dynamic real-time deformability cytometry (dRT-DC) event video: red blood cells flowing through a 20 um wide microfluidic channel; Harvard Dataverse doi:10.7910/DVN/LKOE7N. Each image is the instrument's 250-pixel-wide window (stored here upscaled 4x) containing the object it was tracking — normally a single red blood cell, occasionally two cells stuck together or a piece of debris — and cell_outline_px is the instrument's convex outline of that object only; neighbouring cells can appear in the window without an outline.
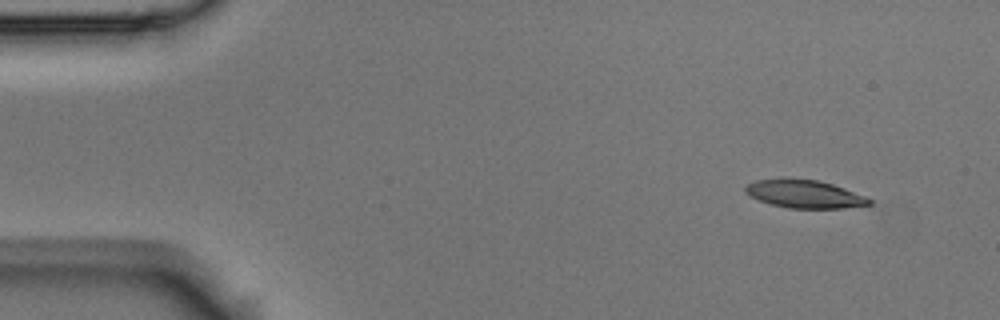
{"species": "Egyptian fruit bat (a non-hibernating species)", "species_latin": "Rousettus aegyptiacus", "temperature_condition": "room temperature", "stored_images_in_passage": 53, "camera_frame_rate_fps": 3000, "um_per_image_px": 0.085, "animal": {"sex": "male"}, "frame": {"image": 1, "passage_image": 1, "time_ms": 0.0, "image_size_px": [1000, 320], "cell_outline_px": [[872, 204], [840, 208], [788, 208], [772, 204], [760, 200], [744, 192], [744, 188], [748, 184], [756, 180], [816, 180], [832, 184], [868, 196], [872, 200]], "centroid_in_image_um": [68.45, 16.51], "position_along_channel_um": 16.6, "area_um2": 19.65}}
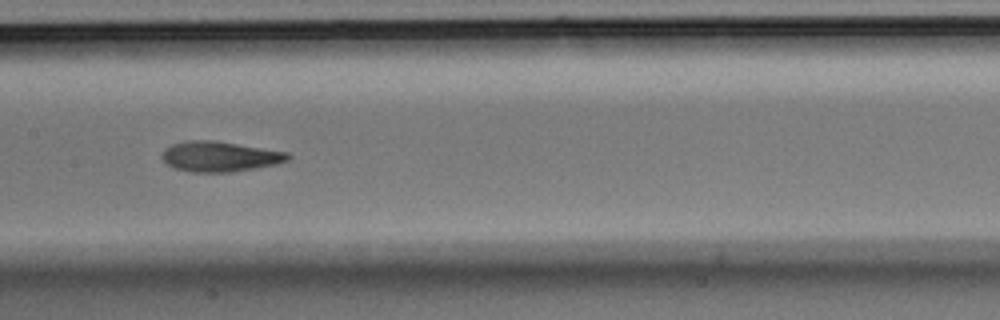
{"frame": {"image": 2, "passage_image": 24, "time_ms": 7.667, "image_size_px": [1000, 320], "cell_outline_px": [[292, 156], [288, 160], [276, 164], [232, 172], [192, 172], [172, 168], [160, 156], [160, 152], [164, 148], [172, 144], [188, 140], [216, 140], [288, 152]], "centroid_in_image_um": [18.65, 13.29], "position_along_channel_um": 188.7, "area_um2": 22.43}}
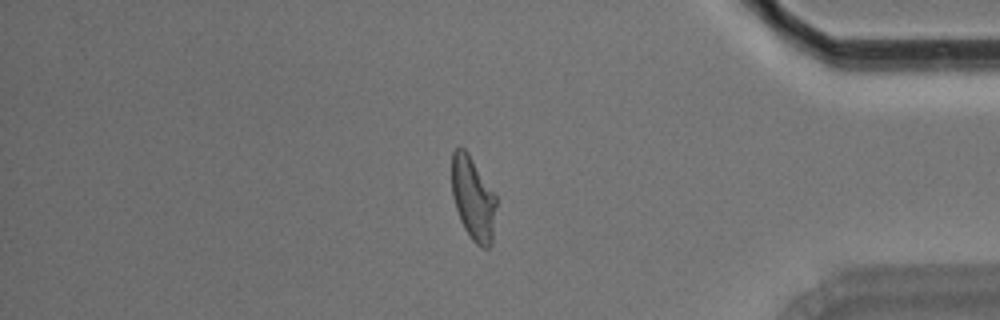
{"frame": {"image": 3, "passage_image": 44, "time_ms": 14.333, "image_size_px": [1000, 320], "cell_outline_px": [[496, 204], [492, 244], [488, 248], [480, 248], [472, 240], [464, 228], [460, 220], [452, 196], [452, 152], [460, 144], [468, 152], [496, 196]], "centroid_in_image_um": [40.2, 16.87], "position_along_channel_um": 395.0, "area_um2": 21.73}, "authors_computed_cell_mechanics": {"area_um2": 21.7906, "velocity_mm_per_s": 3.5223, "shape_relaxation_time_tau1_ms": 7.39, "shape_relaxation_time_tau2_ms": 2.6675, "deformation_change_tau1": 0.2112, "deformation_change_tau2": 0.0963}}